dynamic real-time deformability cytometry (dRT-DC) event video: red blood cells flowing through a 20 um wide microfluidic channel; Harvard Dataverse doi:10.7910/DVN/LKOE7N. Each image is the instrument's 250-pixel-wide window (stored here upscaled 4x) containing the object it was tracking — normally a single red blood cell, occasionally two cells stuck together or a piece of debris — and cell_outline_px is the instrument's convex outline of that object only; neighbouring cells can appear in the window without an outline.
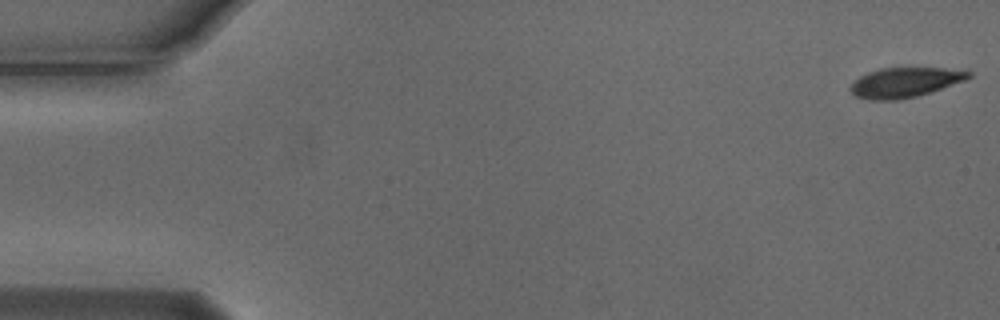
{"species": "Egyptian fruit bat (a non-hibernating species)", "species_latin": "Rousettus aegyptiacus", "temperature_condition": "cold", "stored_images_in_passage": 5, "camera_frame_rate_fps": 3000, "um_per_image_px": 0.085, "animal": {"sex": "male"}, "frame": {"image": 1, "passage_image": 1, "time_ms": 0.0, "image_size_px": [1000, 320], "cell_outline_px": [[972, 76], [964, 80], [916, 96], [896, 100], [872, 100], [856, 96], [848, 88], [860, 76], [868, 72], [880, 68], [968, 68], [972, 72]], "centroid_in_image_um": [76.96, 6.98], "position_along_channel_um": 8.0, "area_um2": 20.46}}
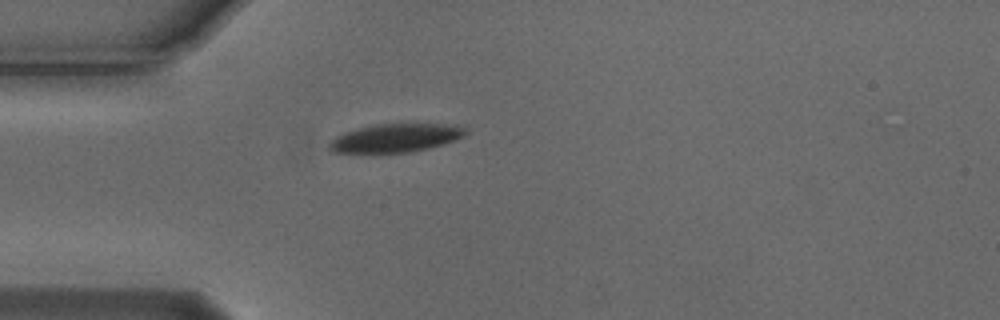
{"frame": {"image": 2, "passage_image": 5, "time_ms": 1.333, "image_size_px": [1000, 320], "cell_outline_px": [[468, 132], [464, 136], [444, 144], [428, 148], [408, 152], [372, 156], [332, 152], [328, 148], [328, 144], [336, 136], [372, 124], [456, 124], [468, 128]], "centroid_in_image_um": [33.59, 11.77], "position_along_channel_um": 51.4, "area_um2": 23.47}}